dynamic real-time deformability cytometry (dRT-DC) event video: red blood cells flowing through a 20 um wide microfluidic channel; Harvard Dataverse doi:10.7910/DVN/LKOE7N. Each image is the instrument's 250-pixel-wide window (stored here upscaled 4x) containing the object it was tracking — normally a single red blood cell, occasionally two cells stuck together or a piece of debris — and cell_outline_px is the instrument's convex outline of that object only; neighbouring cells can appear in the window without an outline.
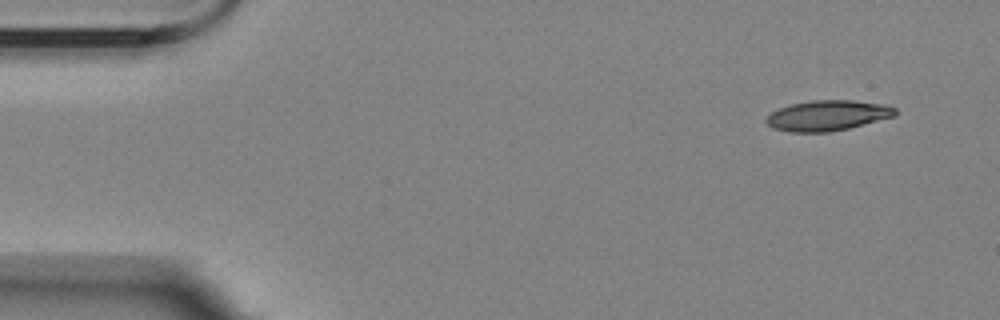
{"species": "Egyptian fruit bat (a non-hibernating species)", "species_latin": "Rousettus aegyptiacus", "temperature_condition": "room temperature", "stored_images_in_passage": 6, "segment_of_instrument_passage": [2, 2], "camera_frame_rate_fps": 3000, "um_per_image_px": 0.085, "animal": {"sex": "female"}, "frame": {"image": 1, "passage_image": 6, "time_ms": 5.667, "image_size_px": [1000, 320], "cell_outline_px": [[896, 116], [848, 128], [828, 132], [788, 132], [772, 128], [764, 120], [772, 112], [780, 108], [792, 104], [812, 100], [852, 100], [884, 104], [896, 108]], "centroid_in_image_um": [70.35, 9.82], "position_along_channel_um": 14.7, "area_um2": 22.77}}